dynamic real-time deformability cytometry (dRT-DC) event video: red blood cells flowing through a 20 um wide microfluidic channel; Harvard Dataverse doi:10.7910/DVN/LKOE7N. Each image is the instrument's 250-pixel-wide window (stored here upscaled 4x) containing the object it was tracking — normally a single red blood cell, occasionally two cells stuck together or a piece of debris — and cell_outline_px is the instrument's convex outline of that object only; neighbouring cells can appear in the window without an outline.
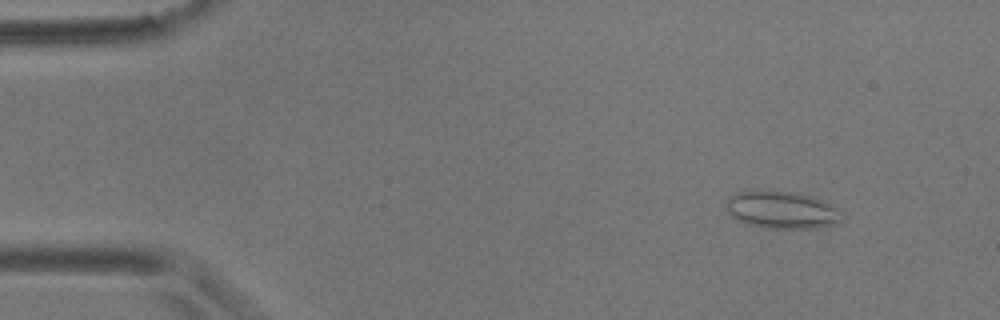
{"species": "common noctule bat (a hibernating species)", "species_latin": "Nyctalus noctula", "temperature_condition": "room temperature", "stored_images_in_passage": 53, "camera_frame_rate_fps": 3000, "um_per_image_px": 0.085, "animal": {"sex": "male", "body_mass_g": 17.9}, "frame": {"image": 1, "passage_image": 6, "time_ms": 1.667, "image_size_px": [1000, 320], "cell_outline_px": [[844, 220], [836, 224], [816, 228], [764, 228], [748, 224], [732, 216], [728, 212], [724, 204], [724, 200], [728, 196], [736, 192], [792, 192], [812, 196], [828, 204], [844, 216]], "centroid_in_image_um": [66.43, 17.87], "position_along_channel_um": 18.6, "area_um2": 24.85}}
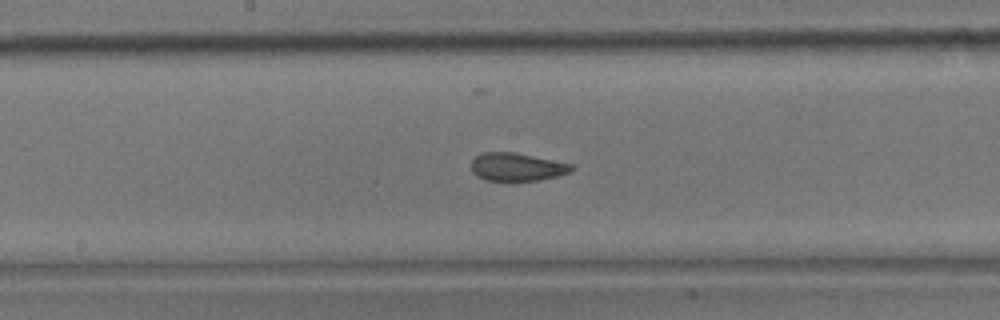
{"frame": {"image": 2, "passage_image": 29, "time_ms": 9.333, "image_size_px": [1000, 320], "cell_outline_px": [[576, 168], [568, 172], [556, 176], [540, 180], [484, 180], [476, 176], [472, 172], [472, 160], [476, 156], [484, 152], [512, 152], [572, 164]], "centroid_in_image_um": [43.91, 14.19], "position_along_channel_um": 204.3, "area_um2": 16.13}}
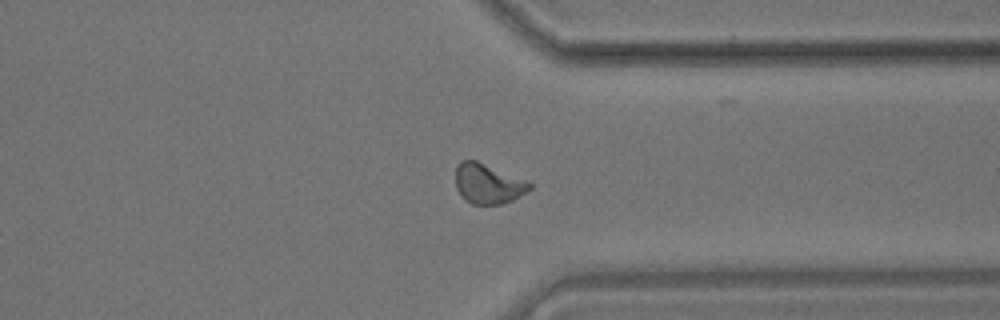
{"frame": {"image": 3, "passage_image": 43, "time_ms": 14.0, "image_size_px": [1000, 320], "cell_outline_px": [[532, 188], [512, 200], [504, 204], [472, 204], [464, 200], [460, 196], [456, 188], [456, 168], [460, 160], [476, 160], [532, 184]], "centroid_in_image_um": [41.42, 15.63], "position_along_channel_um": 370.0, "area_um2": 16.99}, "authors_computed_cell_mechanics": {"area_um2": 17.34, "velocity_mm_per_s": 3.584, "shape_relaxation_time_tau1_ms": null, "shape_relaxation_time_tau2_ms": 1.6446, "deformation_change_tau1": null, "deformation_change_tau2": 0.0763}}